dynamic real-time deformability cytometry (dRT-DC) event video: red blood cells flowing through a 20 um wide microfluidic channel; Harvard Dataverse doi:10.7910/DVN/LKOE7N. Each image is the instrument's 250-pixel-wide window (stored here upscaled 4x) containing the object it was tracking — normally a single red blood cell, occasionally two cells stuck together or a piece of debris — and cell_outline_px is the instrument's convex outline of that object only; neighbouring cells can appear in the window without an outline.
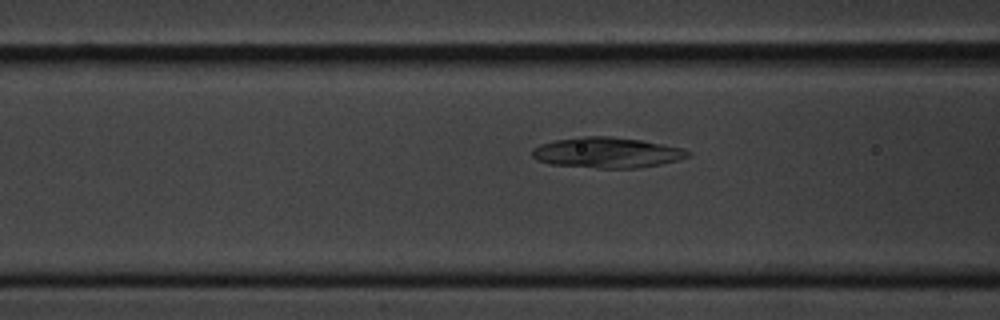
{"species": "common noctule bat (a hibernating species)", "species_latin": "Nyctalus noctula", "temperature_condition": "cold", "stored_images_in_passage": 7, "segment_of_instrument_passage": [2, 2], "camera_frame_rate_fps": 3000, "um_per_image_px": 0.085, "animal": {"sex": "male", "body_mass_g": 20.1, "forearm_length_mm": 53.5}, "frame": {"image": 1, "passage_image": 7, "time_ms": 7.667, "image_size_px": [1000, 320], "cell_outline_px": [[692, 152], [688, 156], [676, 160], [660, 164], [636, 168], [596, 168], [548, 164], [536, 160], [532, 156], [532, 148], [540, 144], [552, 140], [580, 136], [612, 136], [640, 140], [664, 144], [680, 148]], "centroid_in_image_um": [51.52, 12.96], "position_along_channel_um": 115.1, "area_um2": 27.86}}